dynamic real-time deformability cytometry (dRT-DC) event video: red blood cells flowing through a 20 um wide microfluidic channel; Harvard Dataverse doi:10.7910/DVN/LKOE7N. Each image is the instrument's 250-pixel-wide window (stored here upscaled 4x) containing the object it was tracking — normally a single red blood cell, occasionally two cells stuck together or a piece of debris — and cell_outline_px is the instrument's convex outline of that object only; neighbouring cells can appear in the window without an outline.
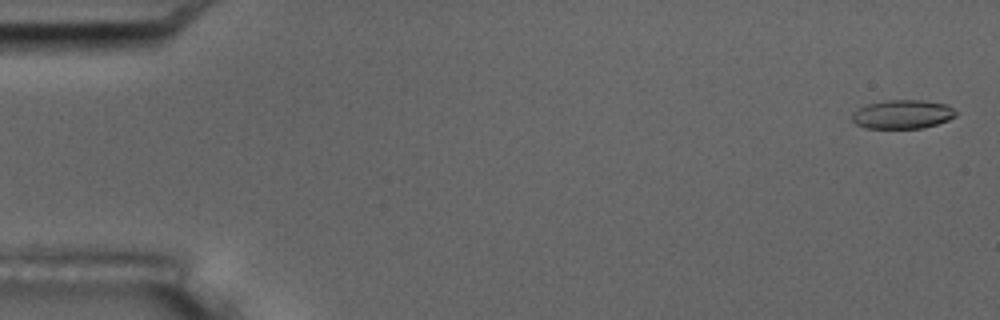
{"species": "common noctule bat (a hibernating species)", "species_latin": "Nyctalus noctula", "temperature_condition": "room temperature", "stored_images_in_passage": 5, "camera_frame_rate_fps": 3000, "um_per_image_px": 0.085, "animal": {"sex": "male", "body_mass_g": 17.5, "forearm_length_mm": 52.3}, "frame": {"image": 1, "passage_image": 1, "time_ms": 0.0, "image_size_px": [1000, 320], "cell_outline_px": [[956, 116], [948, 120], [936, 124], [920, 128], [864, 128], [856, 124], [852, 120], [852, 112], [868, 104], [884, 100], [924, 100], [948, 104], [956, 112]], "centroid_in_image_um": [76.71, 9.71], "position_along_channel_um": 8.3, "area_um2": 17.46}}
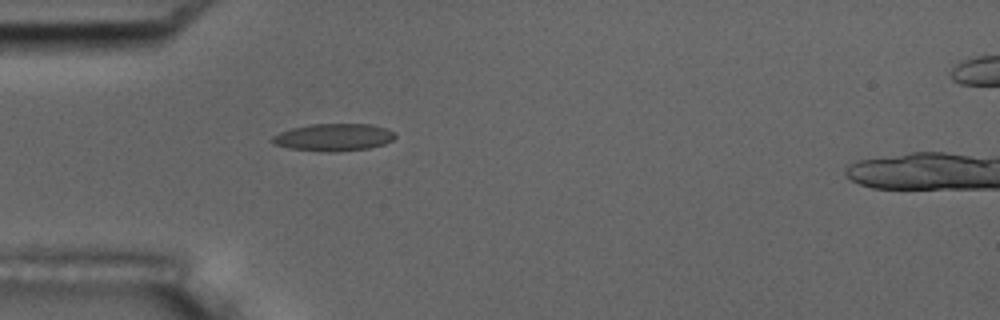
{"frame": {"image": 2, "passage_image": 5, "time_ms": 5.0, "image_size_px": [1000, 320], "cell_outline_px": [[396, 136], [392, 140], [384, 144], [368, 148], [336, 152], [332, 152], [288, 148], [272, 144], [272, 136], [280, 132], [292, 128], [312, 124], [372, 124], [396, 132]], "centroid_in_image_um": [28.36, 11.67], "position_along_channel_um": 56.6, "area_um2": 19.54}}